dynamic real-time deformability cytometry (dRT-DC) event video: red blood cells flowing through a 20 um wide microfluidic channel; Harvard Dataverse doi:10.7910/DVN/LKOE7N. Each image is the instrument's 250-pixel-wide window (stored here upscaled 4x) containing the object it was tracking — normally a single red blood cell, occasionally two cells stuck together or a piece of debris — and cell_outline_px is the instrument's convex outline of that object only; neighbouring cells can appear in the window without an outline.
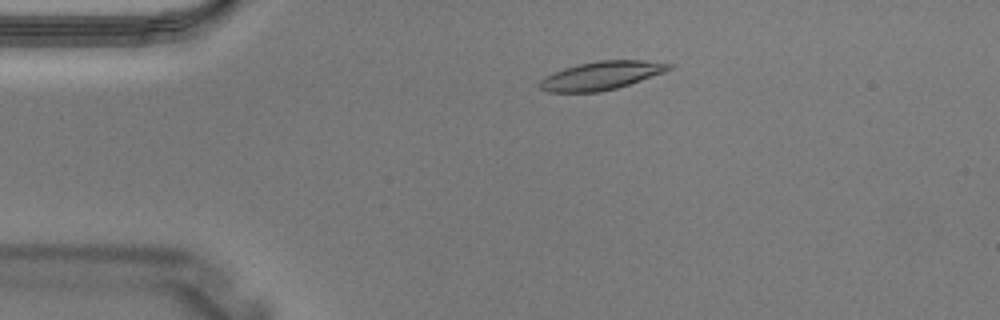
{"species": "Egyptian fruit bat (a non-hibernating species)", "species_latin": "Rousettus aegyptiacus", "temperature_condition": "warm", "stored_images_in_passage": 1, "camera_frame_rate_fps": 3000, "um_per_image_px": 0.085, "animal": {"sex": "male"}, "frame": {"image": 1, "passage_image": 1, "time_ms": 0.0, "image_size_px": [1000, 320], "cell_outline_px": [[672, 68], [664, 72], [616, 88], [600, 92], [548, 92], [540, 88], [540, 80], [544, 76], [564, 68], [596, 60], [644, 60], [672, 64]], "centroid_in_image_um": [51.09, 6.42], "position_along_channel_um": 33.9, "area_um2": 21.15}}